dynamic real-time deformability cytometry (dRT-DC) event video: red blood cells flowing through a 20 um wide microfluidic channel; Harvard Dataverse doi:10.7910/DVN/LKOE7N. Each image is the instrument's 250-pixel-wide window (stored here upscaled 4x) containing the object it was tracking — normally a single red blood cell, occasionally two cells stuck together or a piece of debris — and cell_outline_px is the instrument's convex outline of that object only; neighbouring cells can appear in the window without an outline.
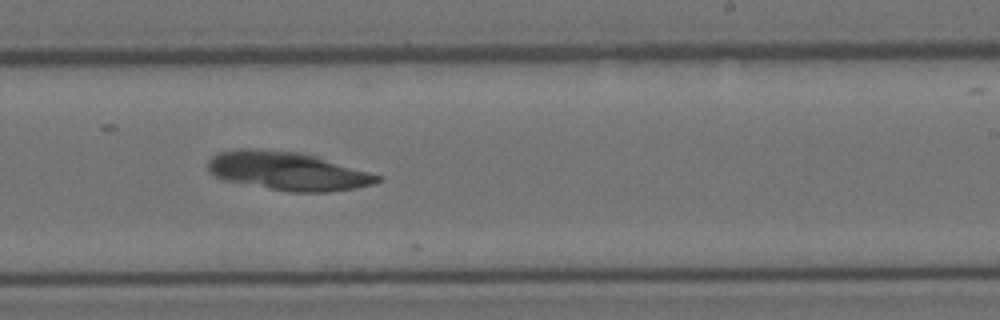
{"species": "Egyptian fruit bat (a non-hibernating species)", "species_latin": "Rousettus aegyptiacus", "temperature_condition": "room temperature", "stored_images_in_passage": 14, "camera_frame_rate_fps": 3000, "um_per_image_px": 0.085, "animal": {"sex": "female"}, "frame": {"image": 1, "passage_image": 12, "time_ms": 3.667, "image_size_px": [1000, 320], "cell_outline_px": [[384, 180], [372, 184], [356, 188], [328, 192], [288, 192], [224, 180], [208, 172], [208, 160], [216, 152], [236, 148], [252, 148], [300, 152], [316, 156], [384, 176]], "centroid_in_image_um": [24.44, 14.53], "position_along_channel_um": 264.6, "area_um2": 38.38}}
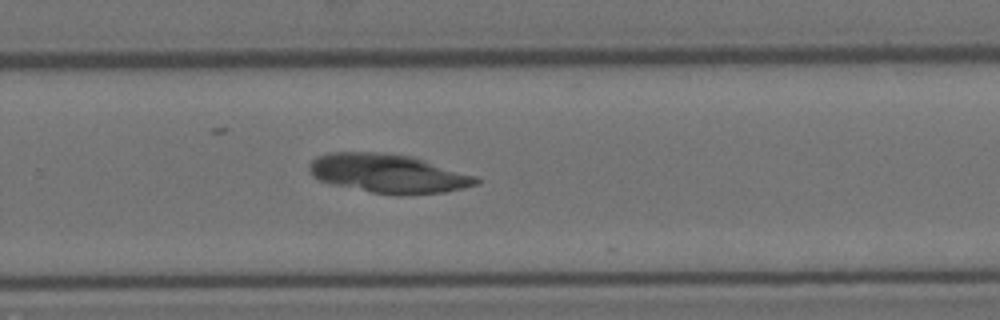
{"frame": {"image": 2, "passage_image": 13, "time_ms": 4.0, "image_size_px": [1000, 320], "cell_outline_px": [[480, 184], [464, 188], [444, 192], [400, 196], [372, 192], [332, 184], [320, 180], [312, 176], [308, 172], [308, 164], [316, 156], [328, 152], [384, 152], [412, 156], [476, 176], [480, 180]], "centroid_in_image_um": [32.98, 14.74], "position_along_channel_um": 296.8, "area_um2": 38.15}}